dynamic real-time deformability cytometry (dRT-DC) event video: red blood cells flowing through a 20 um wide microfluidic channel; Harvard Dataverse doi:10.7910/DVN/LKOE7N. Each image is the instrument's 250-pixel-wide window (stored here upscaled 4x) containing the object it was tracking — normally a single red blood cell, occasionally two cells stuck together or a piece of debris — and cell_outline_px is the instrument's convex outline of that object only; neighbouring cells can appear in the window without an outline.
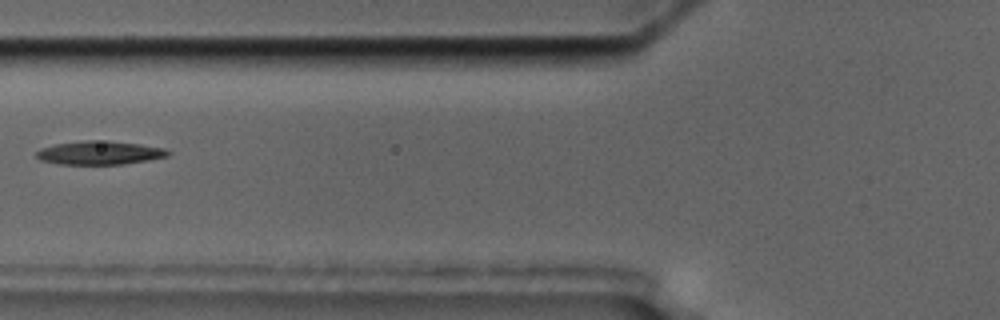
{"species": "common noctule bat (a hibernating species)", "species_latin": "Nyctalus noctula", "temperature_condition": "cold", "stored_images_in_passage": 8, "segment_of_instrument_passage": [2, 2], "camera_frame_rate_fps": 3000, "um_per_image_px": 0.085, "animal": {"sex": "male", "body_mass_g": 17.5, "forearm_length_mm": 52.3}, "frame": {"image": 1, "passage_image": 7, "time_ms": 7.0, "image_size_px": [1000, 320], "cell_outline_px": [[172, 152], [168, 156], [148, 160], [124, 164], [60, 164], [40, 160], [36, 156], [36, 152], [40, 148], [56, 144], [84, 140], [108, 140], [140, 144], [164, 148]], "centroid_in_image_um": [8.48, 12.98], "position_along_channel_um": 117.3, "area_um2": 18.15}}